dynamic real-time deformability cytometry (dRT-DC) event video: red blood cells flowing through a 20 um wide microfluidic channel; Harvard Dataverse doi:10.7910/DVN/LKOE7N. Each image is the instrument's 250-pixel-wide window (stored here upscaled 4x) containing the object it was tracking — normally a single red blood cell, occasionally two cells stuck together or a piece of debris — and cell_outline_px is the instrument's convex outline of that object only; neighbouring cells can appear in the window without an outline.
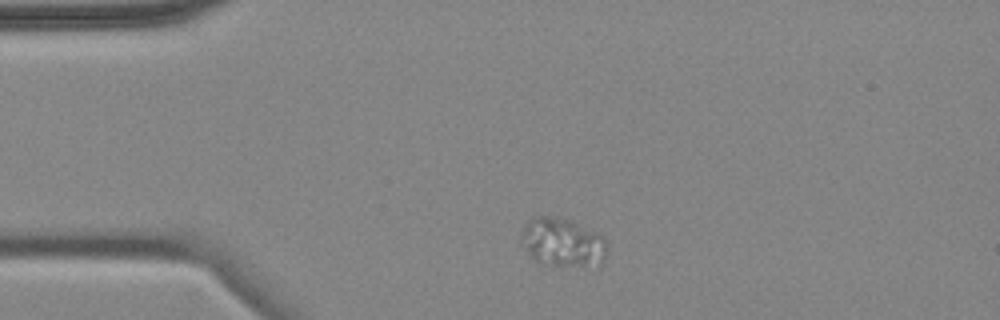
{"species": "common noctule bat (a hibernating species)", "species_latin": "Nyctalus noctula", "temperature_condition": "cold", "stored_images_in_passage": 2, "camera_frame_rate_fps": 3000, "um_per_image_px": 0.085, "animal": {"sex": "female", "body_mass_g": 18.4}, "frame": {"image": 1, "passage_image": 1, "time_ms": 0.0, "image_size_px": [1000, 320], "cell_outline_px": [[608, 248], [604, 260], [600, 268], [584, 268], [540, 264], [532, 260], [520, 240], [520, 236], [528, 220], [536, 216], [552, 216], [568, 220], [596, 232], [604, 236], [608, 244]], "centroid_in_image_um": [47.87, 20.68], "position_along_channel_um": 37.1, "area_um2": 25.2}}